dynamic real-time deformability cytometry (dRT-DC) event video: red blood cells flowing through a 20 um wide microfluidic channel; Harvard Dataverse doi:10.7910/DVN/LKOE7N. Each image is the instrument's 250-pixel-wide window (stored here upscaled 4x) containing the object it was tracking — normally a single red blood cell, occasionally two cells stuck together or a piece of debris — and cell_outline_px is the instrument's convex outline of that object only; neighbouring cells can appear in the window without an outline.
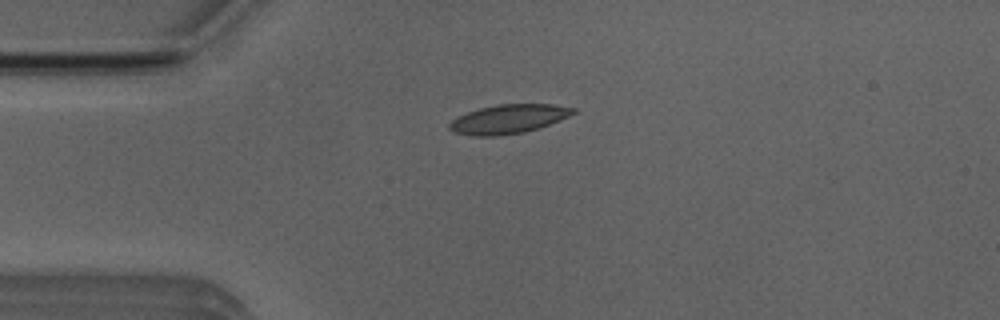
{"species": "Egyptian fruit bat (a non-hibernating species)", "species_latin": "Rousettus aegyptiacus", "temperature_condition": "room temperature", "stored_images_in_passage": 5, "camera_frame_rate_fps": 3000, "um_per_image_px": 0.085, "animal": {"sex": "male"}, "frame": {"image": 1, "passage_image": 3, "time_ms": 3.0, "image_size_px": [1000, 320], "cell_outline_px": [[576, 112], [560, 120], [540, 128], [524, 132], [496, 136], [472, 136], [452, 132], [448, 128], [448, 124], [456, 116], [480, 108], [496, 104], [552, 104], [576, 108]], "centroid_in_image_um": [43.19, 10.12], "position_along_channel_um": 41.8, "area_um2": 21.1}}
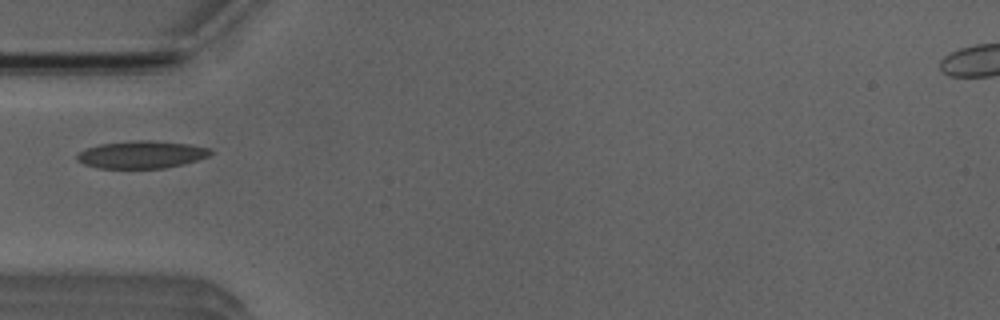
{"frame": {"image": 2, "passage_image": 4, "time_ms": 4.333, "image_size_px": [1000, 320], "cell_outline_px": [[216, 152], [208, 156], [184, 164], [164, 168], [100, 168], [84, 164], [76, 160], [76, 156], [80, 152], [88, 148], [100, 144], [136, 140], [152, 140], [188, 144], [212, 148]], "centroid_in_image_um": [12.08, 13.14], "position_along_channel_um": 72.9, "area_um2": 21.39}}